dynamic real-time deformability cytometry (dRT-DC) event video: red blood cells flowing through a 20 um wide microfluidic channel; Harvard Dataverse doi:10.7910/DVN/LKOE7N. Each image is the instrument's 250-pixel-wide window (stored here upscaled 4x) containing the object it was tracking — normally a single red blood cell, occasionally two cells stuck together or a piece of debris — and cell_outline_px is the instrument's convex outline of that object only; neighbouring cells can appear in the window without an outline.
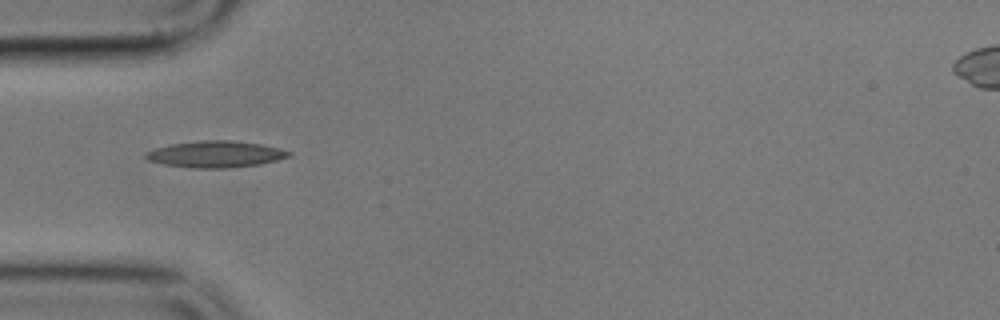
{"species": "common noctule bat (a hibernating species)", "species_latin": "Nyctalus noctula", "temperature_condition": "cold", "stored_images_in_passage": 4, "camera_frame_rate_fps": 3000, "um_per_image_px": 0.085, "animal": {"sex": "male", "body_mass_g": 17.9}, "frame": {"image": 1, "passage_image": 1, "time_ms": 0.0, "image_size_px": [1000, 320], "cell_outline_px": [[292, 152], [288, 156], [276, 160], [260, 164], [224, 168], [196, 168], [164, 164], [148, 160], [144, 156], [144, 152], [156, 148], [172, 144], [204, 140], [232, 140], [260, 144], [280, 148]], "centroid_in_image_um": [18.31, 13.1], "position_along_channel_um": 66.7, "area_um2": 21.85}}
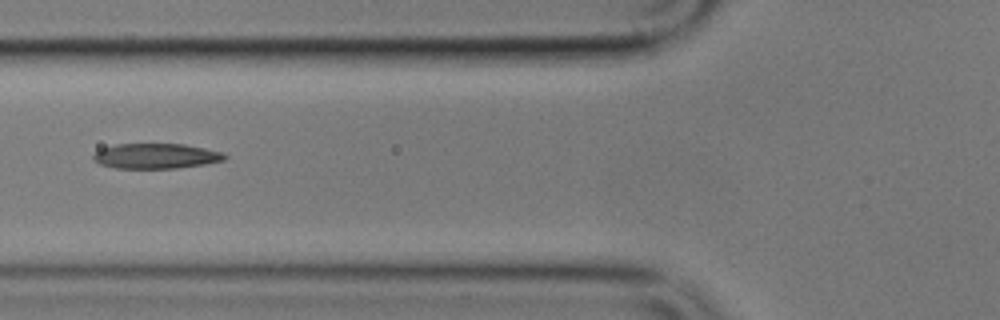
{"frame": {"image": 2, "passage_image": 2, "time_ms": 1.333, "image_size_px": [1000, 320], "cell_outline_px": [[228, 156], [224, 160], [204, 164], [176, 168], [116, 168], [100, 164], [92, 160], [92, 156], [100, 148], [116, 144], [184, 144], [224, 152]], "centroid_in_image_um": [13.24, 13.26], "position_along_channel_um": 112.6, "area_um2": 19.31}}
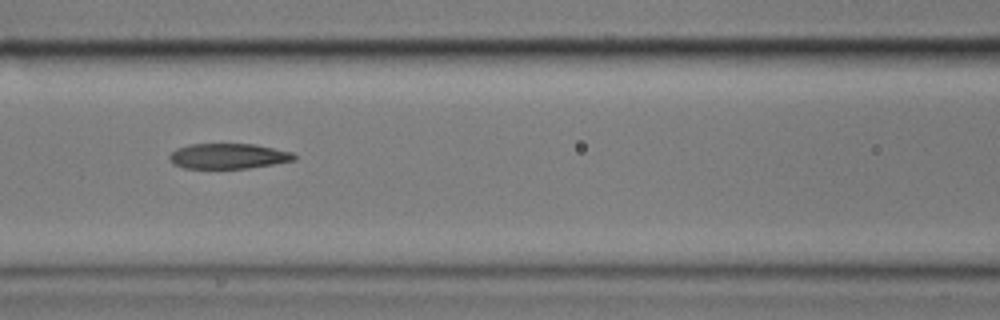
{"frame": {"image": 3, "passage_image": 3, "time_ms": 2.333, "image_size_px": [1000, 320], "cell_outline_px": [[296, 160], [248, 168], [184, 168], [172, 164], [168, 160], [168, 156], [176, 148], [188, 144], [256, 144], [292, 152], [296, 156]], "centroid_in_image_um": [19.37, 13.26], "position_along_channel_um": 147.2, "area_um2": 18.5}}